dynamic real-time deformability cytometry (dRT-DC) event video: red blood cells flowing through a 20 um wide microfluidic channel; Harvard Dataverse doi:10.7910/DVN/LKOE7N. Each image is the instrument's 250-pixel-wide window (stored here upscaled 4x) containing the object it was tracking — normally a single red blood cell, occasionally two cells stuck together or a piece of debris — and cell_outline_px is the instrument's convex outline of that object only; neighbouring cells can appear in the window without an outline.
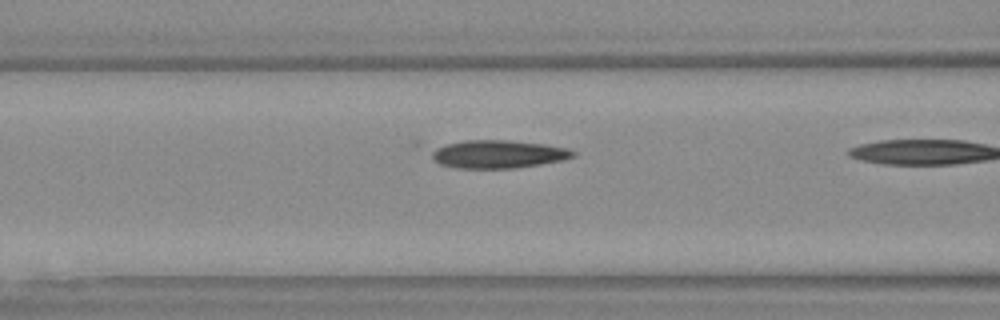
{"species": "Egyptian fruit bat (a non-hibernating species)", "species_latin": "Rousettus aegyptiacus", "temperature_condition": "warm", "stored_images_in_passage": 16, "camera_frame_rate_fps": 3000, "um_per_image_px": 0.085, "animal": {"sex": "female"}, "frame": {"image": 1, "passage_image": 15, "time_ms": 4.667, "image_size_px": [1000, 320], "cell_outline_px": [[576, 156], [564, 160], [540, 164], [512, 168], [456, 168], [440, 164], [432, 160], [412, 144], [412, 140], [508, 140], [544, 144], [568, 148], [576, 152]], "centroid_in_image_um": [41.75, 13.02], "position_along_channel_um": 124.8, "area_um2": 25.84}}